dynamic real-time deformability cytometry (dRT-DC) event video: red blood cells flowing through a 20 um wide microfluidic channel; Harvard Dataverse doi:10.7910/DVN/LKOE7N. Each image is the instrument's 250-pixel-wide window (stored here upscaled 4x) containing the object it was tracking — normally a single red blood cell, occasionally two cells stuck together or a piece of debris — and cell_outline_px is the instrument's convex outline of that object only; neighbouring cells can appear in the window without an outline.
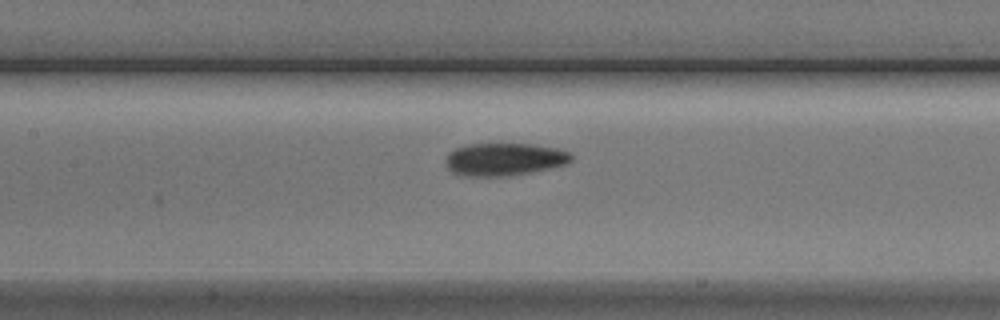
{"species": "Egyptian fruit bat (a non-hibernating species)", "species_latin": "Rousettus aegyptiacus", "temperature_condition": "cold", "stored_images_in_passage": 9, "camera_frame_rate_fps": 3000, "um_per_image_px": 0.085, "animal": {"sex": "male"}, "frame": {"image": 1, "passage_image": 8, "time_ms": 9.333, "image_size_px": [1000, 320], "cell_outline_px": [[572, 160], [568, 164], [508, 176], [460, 176], [452, 172], [448, 168], [444, 160], [448, 152], [456, 148], [468, 144], [532, 144], [556, 148], [568, 152], [572, 156]], "centroid_in_image_um": [42.82, 13.54], "position_along_channel_um": 164.6, "area_um2": 23.93}}